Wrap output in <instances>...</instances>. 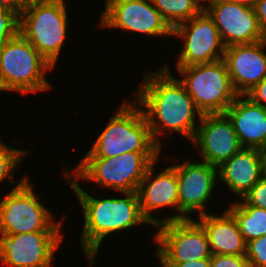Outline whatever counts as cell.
<instances>
[{
	"label": "cell",
	"mask_w": 266,
	"mask_h": 267,
	"mask_svg": "<svg viewBox=\"0 0 266 267\" xmlns=\"http://www.w3.org/2000/svg\"><path fill=\"white\" fill-rule=\"evenodd\" d=\"M20 13L0 1V47L19 33Z\"/></svg>",
	"instance_id": "603a6c76"
},
{
	"label": "cell",
	"mask_w": 266,
	"mask_h": 267,
	"mask_svg": "<svg viewBox=\"0 0 266 267\" xmlns=\"http://www.w3.org/2000/svg\"><path fill=\"white\" fill-rule=\"evenodd\" d=\"M154 238L161 262H187L210 259L211 251L204 228L192 218L161 225Z\"/></svg>",
	"instance_id": "9c48e42d"
},
{
	"label": "cell",
	"mask_w": 266,
	"mask_h": 267,
	"mask_svg": "<svg viewBox=\"0 0 266 267\" xmlns=\"http://www.w3.org/2000/svg\"><path fill=\"white\" fill-rule=\"evenodd\" d=\"M245 257L249 267H266V235L246 243Z\"/></svg>",
	"instance_id": "d4e9b609"
},
{
	"label": "cell",
	"mask_w": 266,
	"mask_h": 267,
	"mask_svg": "<svg viewBox=\"0 0 266 267\" xmlns=\"http://www.w3.org/2000/svg\"><path fill=\"white\" fill-rule=\"evenodd\" d=\"M65 177L78 196L84 211V227L81 236L83 253L90 266L94 264L100 244L110 233L126 230L139 223L149 222L144 218L137 192H123L126 198L96 199L79 186L68 170Z\"/></svg>",
	"instance_id": "7a4b0ae2"
},
{
	"label": "cell",
	"mask_w": 266,
	"mask_h": 267,
	"mask_svg": "<svg viewBox=\"0 0 266 267\" xmlns=\"http://www.w3.org/2000/svg\"><path fill=\"white\" fill-rule=\"evenodd\" d=\"M33 184L22 179L0 202V232L8 235L37 231H61L62 222H53L52 214L37 199Z\"/></svg>",
	"instance_id": "ba28073f"
},
{
	"label": "cell",
	"mask_w": 266,
	"mask_h": 267,
	"mask_svg": "<svg viewBox=\"0 0 266 267\" xmlns=\"http://www.w3.org/2000/svg\"><path fill=\"white\" fill-rule=\"evenodd\" d=\"M217 169L219 178L240 198L263 177L261 155L256 148H242Z\"/></svg>",
	"instance_id": "d6986e66"
},
{
	"label": "cell",
	"mask_w": 266,
	"mask_h": 267,
	"mask_svg": "<svg viewBox=\"0 0 266 267\" xmlns=\"http://www.w3.org/2000/svg\"><path fill=\"white\" fill-rule=\"evenodd\" d=\"M180 81L202 114L225 113L239 96L223 59L187 67H177Z\"/></svg>",
	"instance_id": "52a82bcc"
},
{
	"label": "cell",
	"mask_w": 266,
	"mask_h": 267,
	"mask_svg": "<svg viewBox=\"0 0 266 267\" xmlns=\"http://www.w3.org/2000/svg\"><path fill=\"white\" fill-rule=\"evenodd\" d=\"M53 68L19 32L0 47V91L37 92L51 87L45 71Z\"/></svg>",
	"instance_id": "277c9868"
},
{
	"label": "cell",
	"mask_w": 266,
	"mask_h": 267,
	"mask_svg": "<svg viewBox=\"0 0 266 267\" xmlns=\"http://www.w3.org/2000/svg\"><path fill=\"white\" fill-rule=\"evenodd\" d=\"M172 35L183 38L184 41L177 67L211 63L223 59L226 47L213 18L206 10H201L192 19L175 27Z\"/></svg>",
	"instance_id": "30bf717a"
},
{
	"label": "cell",
	"mask_w": 266,
	"mask_h": 267,
	"mask_svg": "<svg viewBox=\"0 0 266 267\" xmlns=\"http://www.w3.org/2000/svg\"><path fill=\"white\" fill-rule=\"evenodd\" d=\"M6 6V0H0Z\"/></svg>",
	"instance_id": "e575fe53"
},
{
	"label": "cell",
	"mask_w": 266,
	"mask_h": 267,
	"mask_svg": "<svg viewBox=\"0 0 266 267\" xmlns=\"http://www.w3.org/2000/svg\"><path fill=\"white\" fill-rule=\"evenodd\" d=\"M245 95H247L246 97L252 102L266 107V77Z\"/></svg>",
	"instance_id": "83f0119b"
},
{
	"label": "cell",
	"mask_w": 266,
	"mask_h": 267,
	"mask_svg": "<svg viewBox=\"0 0 266 267\" xmlns=\"http://www.w3.org/2000/svg\"><path fill=\"white\" fill-rule=\"evenodd\" d=\"M138 103L123 104L85 157H116L124 153H160ZM138 107V108H137Z\"/></svg>",
	"instance_id": "3957f363"
},
{
	"label": "cell",
	"mask_w": 266,
	"mask_h": 267,
	"mask_svg": "<svg viewBox=\"0 0 266 267\" xmlns=\"http://www.w3.org/2000/svg\"><path fill=\"white\" fill-rule=\"evenodd\" d=\"M102 27L120 28L153 36L172 35L152 0H107Z\"/></svg>",
	"instance_id": "4fadbf2b"
},
{
	"label": "cell",
	"mask_w": 266,
	"mask_h": 267,
	"mask_svg": "<svg viewBox=\"0 0 266 267\" xmlns=\"http://www.w3.org/2000/svg\"><path fill=\"white\" fill-rule=\"evenodd\" d=\"M199 120L192 142L199 145L204 162L218 168L243 148L225 113L203 114Z\"/></svg>",
	"instance_id": "9a60e30c"
},
{
	"label": "cell",
	"mask_w": 266,
	"mask_h": 267,
	"mask_svg": "<svg viewBox=\"0 0 266 267\" xmlns=\"http://www.w3.org/2000/svg\"><path fill=\"white\" fill-rule=\"evenodd\" d=\"M143 81L136 91L135 101L143 107L154 142L162 147L156 137L164 133L162 126L192 141L197 130L195 116L200 118L203 114L196 108L180 79L171 75L165 66L160 71L147 74Z\"/></svg>",
	"instance_id": "6da1fadb"
},
{
	"label": "cell",
	"mask_w": 266,
	"mask_h": 267,
	"mask_svg": "<svg viewBox=\"0 0 266 267\" xmlns=\"http://www.w3.org/2000/svg\"><path fill=\"white\" fill-rule=\"evenodd\" d=\"M266 39L226 47L223 60L235 91L242 96L266 77Z\"/></svg>",
	"instance_id": "2e32d148"
},
{
	"label": "cell",
	"mask_w": 266,
	"mask_h": 267,
	"mask_svg": "<svg viewBox=\"0 0 266 267\" xmlns=\"http://www.w3.org/2000/svg\"><path fill=\"white\" fill-rule=\"evenodd\" d=\"M64 0H41L20 12L19 32L53 67L65 40Z\"/></svg>",
	"instance_id": "8992f818"
},
{
	"label": "cell",
	"mask_w": 266,
	"mask_h": 267,
	"mask_svg": "<svg viewBox=\"0 0 266 267\" xmlns=\"http://www.w3.org/2000/svg\"><path fill=\"white\" fill-rule=\"evenodd\" d=\"M254 9L260 29L266 39V0H257Z\"/></svg>",
	"instance_id": "f1b7e54d"
},
{
	"label": "cell",
	"mask_w": 266,
	"mask_h": 267,
	"mask_svg": "<svg viewBox=\"0 0 266 267\" xmlns=\"http://www.w3.org/2000/svg\"><path fill=\"white\" fill-rule=\"evenodd\" d=\"M27 151L6 146L0 142V182L13 176L16 164H19Z\"/></svg>",
	"instance_id": "cb8c5ba5"
},
{
	"label": "cell",
	"mask_w": 266,
	"mask_h": 267,
	"mask_svg": "<svg viewBox=\"0 0 266 267\" xmlns=\"http://www.w3.org/2000/svg\"><path fill=\"white\" fill-rule=\"evenodd\" d=\"M199 8H201L202 10L206 9V6L203 5V3H205V1L209 2L207 7L209 6V4L213 1V0H192ZM204 1V2H203ZM202 3V4H201ZM201 4V5H200Z\"/></svg>",
	"instance_id": "836d02e7"
},
{
	"label": "cell",
	"mask_w": 266,
	"mask_h": 267,
	"mask_svg": "<svg viewBox=\"0 0 266 267\" xmlns=\"http://www.w3.org/2000/svg\"><path fill=\"white\" fill-rule=\"evenodd\" d=\"M154 162L140 182L137 190L140 209L150 225L158 226L162 220L150 215L152 210L172 206L179 212L178 180L174 166L166 168L152 179ZM176 206V207H175Z\"/></svg>",
	"instance_id": "e0dca14e"
},
{
	"label": "cell",
	"mask_w": 266,
	"mask_h": 267,
	"mask_svg": "<svg viewBox=\"0 0 266 267\" xmlns=\"http://www.w3.org/2000/svg\"><path fill=\"white\" fill-rule=\"evenodd\" d=\"M152 2L172 30L202 10L192 0H152Z\"/></svg>",
	"instance_id": "7402d4cb"
},
{
	"label": "cell",
	"mask_w": 266,
	"mask_h": 267,
	"mask_svg": "<svg viewBox=\"0 0 266 267\" xmlns=\"http://www.w3.org/2000/svg\"><path fill=\"white\" fill-rule=\"evenodd\" d=\"M237 221L244 241L259 238L266 235V210L252 205H240L232 203L227 209Z\"/></svg>",
	"instance_id": "44dd1931"
},
{
	"label": "cell",
	"mask_w": 266,
	"mask_h": 267,
	"mask_svg": "<svg viewBox=\"0 0 266 267\" xmlns=\"http://www.w3.org/2000/svg\"><path fill=\"white\" fill-rule=\"evenodd\" d=\"M213 18L225 47L264 40L254 7L213 0L205 9Z\"/></svg>",
	"instance_id": "5bb4252c"
},
{
	"label": "cell",
	"mask_w": 266,
	"mask_h": 267,
	"mask_svg": "<svg viewBox=\"0 0 266 267\" xmlns=\"http://www.w3.org/2000/svg\"><path fill=\"white\" fill-rule=\"evenodd\" d=\"M61 231L8 235L0 232V261L10 267H50L63 240Z\"/></svg>",
	"instance_id": "8fae6325"
},
{
	"label": "cell",
	"mask_w": 266,
	"mask_h": 267,
	"mask_svg": "<svg viewBox=\"0 0 266 267\" xmlns=\"http://www.w3.org/2000/svg\"><path fill=\"white\" fill-rule=\"evenodd\" d=\"M159 153L128 152L116 157H84L74 169L77 180L96 182L119 192H137Z\"/></svg>",
	"instance_id": "5b68a950"
},
{
	"label": "cell",
	"mask_w": 266,
	"mask_h": 267,
	"mask_svg": "<svg viewBox=\"0 0 266 267\" xmlns=\"http://www.w3.org/2000/svg\"><path fill=\"white\" fill-rule=\"evenodd\" d=\"M262 160V175L266 177V146L259 149Z\"/></svg>",
	"instance_id": "1f68e13d"
},
{
	"label": "cell",
	"mask_w": 266,
	"mask_h": 267,
	"mask_svg": "<svg viewBox=\"0 0 266 267\" xmlns=\"http://www.w3.org/2000/svg\"><path fill=\"white\" fill-rule=\"evenodd\" d=\"M163 267H210V259L190 260L187 262H161Z\"/></svg>",
	"instance_id": "f546056e"
},
{
	"label": "cell",
	"mask_w": 266,
	"mask_h": 267,
	"mask_svg": "<svg viewBox=\"0 0 266 267\" xmlns=\"http://www.w3.org/2000/svg\"><path fill=\"white\" fill-rule=\"evenodd\" d=\"M41 0H6V6L16 9L19 13Z\"/></svg>",
	"instance_id": "4dcf8cb0"
},
{
	"label": "cell",
	"mask_w": 266,
	"mask_h": 267,
	"mask_svg": "<svg viewBox=\"0 0 266 267\" xmlns=\"http://www.w3.org/2000/svg\"><path fill=\"white\" fill-rule=\"evenodd\" d=\"M173 166L178 180L179 214L167 217L162 224L188 219V214L196 210L199 215L205 214V202L212 195L218 174L217 167L204 161H186Z\"/></svg>",
	"instance_id": "7c38bea8"
},
{
	"label": "cell",
	"mask_w": 266,
	"mask_h": 267,
	"mask_svg": "<svg viewBox=\"0 0 266 267\" xmlns=\"http://www.w3.org/2000/svg\"><path fill=\"white\" fill-rule=\"evenodd\" d=\"M242 200L240 205H252L266 210V177H262Z\"/></svg>",
	"instance_id": "484cf974"
},
{
	"label": "cell",
	"mask_w": 266,
	"mask_h": 267,
	"mask_svg": "<svg viewBox=\"0 0 266 267\" xmlns=\"http://www.w3.org/2000/svg\"><path fill=\"white\" fill-rule=\"evenodd\" d=\"M239 95L225 114L231 120L243 148L261 149L266 146V107L243 100Z\"/></svg>",
	"instance_id": "ac0fdd59"
},
{
	"label": "cell",
	"mask_w": 266,
	"mask_h": 267,
	"mask_svg": "<svg viewBox=\"0 0 266 267\" xmlns=\"http://www.w3.org/2000/svg\"><path fill=\"white\" fill-rule=\"evenodd\" d=\"M210 267H249V261L245 255L212 254Z\"/></svg>",
	"instance_id": "4316f807"
},
{
	"label": "cell",
	"mask_w": 266,
	"mask_h": 267,
	"mask_svg": "<svg viewBox=\"0 0 266 267\" xmlns=\"http://www.w3.org/2000/svg\"><path fill=\"white\" fill-rule=\"evenodd\" d=\"M198 223L204 228L212 254L245 255L246 242L234 216L227 210L223 216L201 214Z\"/></svg>",
	"instance_id": "ffe728a7"
},
{
	"label": "cell",
	"mask_w": 266,
	"mask_h": 267,
	"mask_svg": "<svg viewBox=\"0 0 266 267\" xmlns=\"http://www.w3.org/2000/svg\"><path fill=\"white\" fill-rule=\"evenodd\" d=\"M231 2H235L237 4L246 5L249 7H254L257 0H229Z\"/></svg>",
	"instance_id": "d6a6232c"
}]
</instances>
